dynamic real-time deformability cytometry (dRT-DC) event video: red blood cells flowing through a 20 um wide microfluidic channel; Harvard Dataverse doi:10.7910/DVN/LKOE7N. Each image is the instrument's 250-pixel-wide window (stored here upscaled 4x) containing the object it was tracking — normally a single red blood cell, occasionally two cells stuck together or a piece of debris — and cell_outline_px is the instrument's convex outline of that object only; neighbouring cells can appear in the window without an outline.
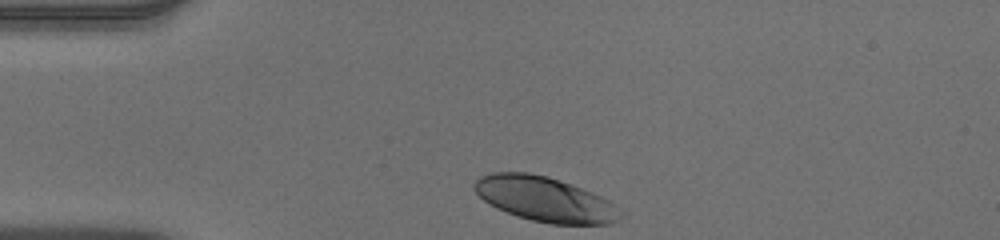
{"species": "human", "species_latin": "Homo sapiens", "temperature_condition": "warm", "stored_images_in_passage": 32, "camera_frame_rate_fps": 3000, "um_per_image_px": 0.085, "donor": {"sex": "male"}, "frame": {"image": 1, "passage_image": 1, "time_ms": 0.0, "image_size_px": [1000, 240], "cell_outline_px": [[628, 212], [620, 220], [608, 224], [552, 224], [532, 220], [516, 216], [496, 208], [488, 204], [472, 188], [472, 184], [480, 176], [492, 172], [528, 172], [560, 180], [592, 192], [608, 200]], "centroid_in_image_um": [46.36, 16.94], "position_along_channel_um": 38.6, "area_um2": 38.49}}
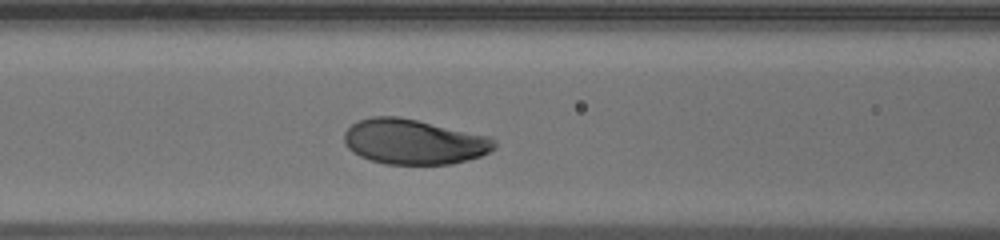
{"frame": {"image": 2, "passage_image": 11, "time_ms": 3.333, "image_size_px": [1000, 240], "cell_outline_px": [[496, 148], [480, 156], [468, 160], [452, 164], [384, 164], [360, 156], [352, 152], [344, 144], [344, 132], [352, 124], [360, 120], [372, 116], [400, 116], [492, 136], [496, 140]], "centroid_in_image_um": [35.2, 12.04], "position_along_channel_um": 131.4, "area_um2": 39.88}}
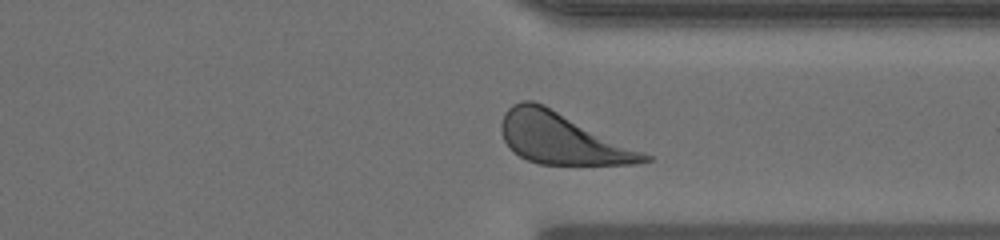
{"frame": {"image": 3, "passage_image": 29, "time_ms": 9.333, "image_size_px": [1000, 240], "cell_outline_px": [[652, 160], [636, 164], [540, 164], [528, 160], [520, 156], [508, 148], [504, 140], [500, 128], [500, 124], [504, 112], [512, 104], [520, 100], [532, 100], [544, 104], [644, 152], [652, 156]], "centroid_in_image_um": [47.73, 11.76], "position_along_channel_um": 363.7, "area_um2": 42.43}, "authors_computed_cell_mechanics": {"area_um2": 39.4485, "velocity_mm_per_s": 3.8837, "shape_relaxation_time_tau1_ms": 2.3757, "shape_relaxation_time_tau2_ms": null, "deformation_change_tau1": 0.1517, "deformation_change_tau2": null}}